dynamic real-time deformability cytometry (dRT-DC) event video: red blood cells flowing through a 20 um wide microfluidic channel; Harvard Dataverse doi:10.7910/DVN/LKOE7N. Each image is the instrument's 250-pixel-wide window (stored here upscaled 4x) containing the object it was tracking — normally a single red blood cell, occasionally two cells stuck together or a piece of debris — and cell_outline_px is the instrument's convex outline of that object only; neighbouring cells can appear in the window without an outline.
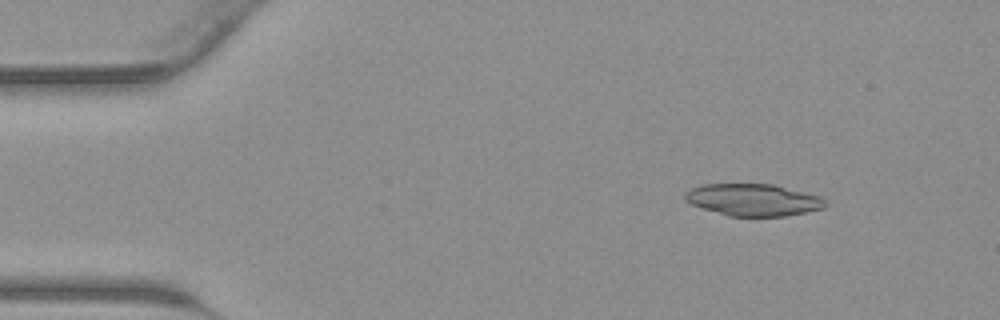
{"species": "common noctule bat (a hibernating species)", "species_latin": "Nyctalus noctula", "temperature_condition": "warm", "stored_images_in_passage": 43, "camera_frame_rate_fps": 3000, "um_per_image_px": 0.085, "animal": {"sex": "male", "body_mass_g": 23.1, "forearm_length_mm": 52.7}, "frame": {"image": 1, "passage_image": 6, "time_ms": 1.667, "image_size_px": [1000, 320], "cell_outline_px": [[828, 204], [824, 208], [784, 216], [728, 216], [692, 204], [684, 200], [684, 196], [692, 188], [704, 184], [772, 184], [820, 196]], "centroid_in_image_um": [64.04, 16.99], "position_along_channel_um": 21.0, "area_um2": 25.84}}